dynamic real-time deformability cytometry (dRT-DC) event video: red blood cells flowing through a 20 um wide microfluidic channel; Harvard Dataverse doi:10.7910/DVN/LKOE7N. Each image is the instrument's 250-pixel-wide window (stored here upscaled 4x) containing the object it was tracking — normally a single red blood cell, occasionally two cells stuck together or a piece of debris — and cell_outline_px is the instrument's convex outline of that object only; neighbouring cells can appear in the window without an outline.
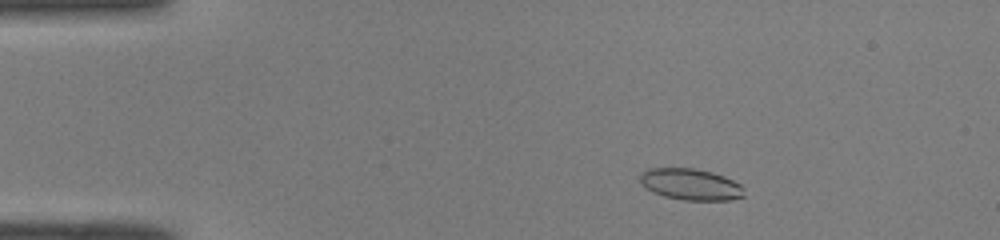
{"species": "common noctule bat (a hibernating species)", "species_latin": "Nyctalus noctula", "temperature_condition": "room temperature", "stored_images_in_passage": 48, "camera_frame_rate_fps": 3000, "um_per_image_px": 0.085, "animal": {"sex": "male", "body_mass_g": 19.0, "forearm_length_mm": 50.8}, "frame": {"image": 1, "passage_image": 6, "time_ms": 1.667, "image_size_px": [1000, 240], "cell_outline_px": [[744, 196], [728, 200], [684, 200], [664, 196], [652, 192], [640, 180], [640, 176], [648, 168], [696, 168], [712, 172], [724, 176], [740, 184], [744, 188]], "centroid_in_image_um": [58.74, 15.67], "position_along_channel_um": 26.3, "area_um2": 18.9}}
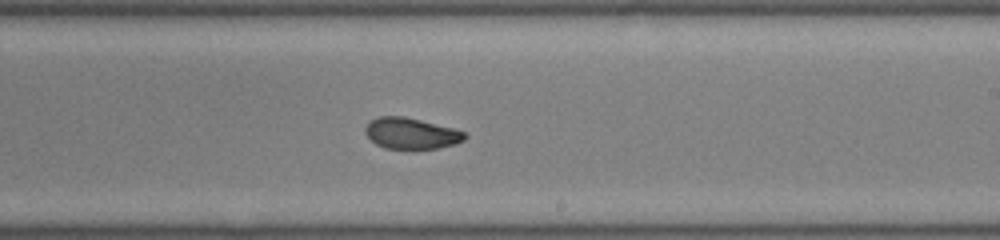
{"frame": {"image": 2, "passage_image": 28, "time_ms": 9.0, "image_size_px": [1000, 240], "cell_outline_px": [[468, 136], [464, 140], [452, 144], [436, 148], [384, 148], [376, 144], [364, 132], [364, 128], [368, 120], [376, 116], [404, 116], [452, 128], [464, 132]], "centroid_in_image_um": [34.88, 11.31], "position_along_channel_um": 254.1, "area_um2": 17.86}}
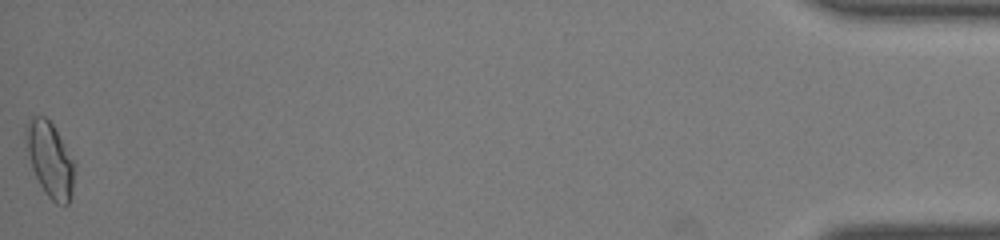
{"frame": {"image": 3, "passage_image": 48, "time_ms": 15.667, "image_size_px": [1000, 240], "cell_outline_px": [[76, 168], [72, 196], [68, 204], [56, 204], [44, 192], [32, 168], [24, 136], [24, 124], [32, 116], [44, 116], [52, 124], [76, 164]], "centroid_in_image_um": [4.25, 13.57], "position_along_channel_um": 430.9, "area_um2": 21.39}, "authors_computed_cell_mechanics": {"area_um2": 19.0451, "velocity_mm_per_s": 4.072, "shape_relaxation_time_tau1_ms": 4.3977, "shape_relaxation_time_tau2_ms": 2.0276, "deformation_change_tau1": 0.1374, "deformation_change_tau2": 0.0623}}